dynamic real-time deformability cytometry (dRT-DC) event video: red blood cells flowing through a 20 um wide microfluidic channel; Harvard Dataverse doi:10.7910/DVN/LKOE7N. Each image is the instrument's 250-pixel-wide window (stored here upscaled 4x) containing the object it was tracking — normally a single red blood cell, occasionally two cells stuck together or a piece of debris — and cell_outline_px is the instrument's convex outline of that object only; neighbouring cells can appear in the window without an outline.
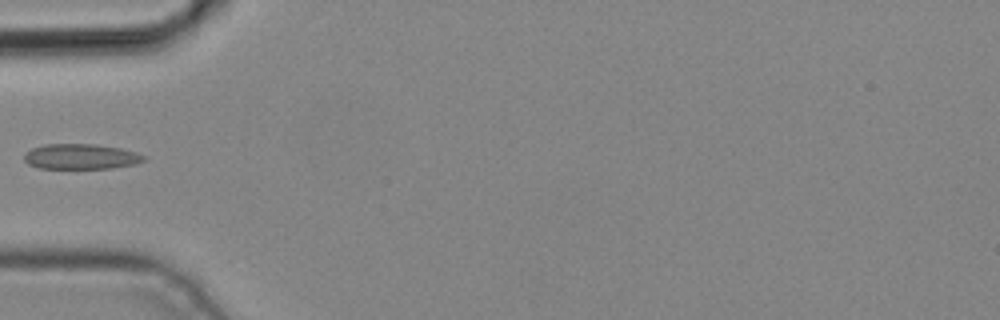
{"species": "common noctule bat (a hibernating species)", "species_latin": "Nyctalus noctula", "temperature_condition": "cold", "stored_images_in_passage": 4, "camera_frame_rate_fps": 3000, "um_per_image_px": 0.085, "animal": {"sex": "male", "body_mass_g": 19.2, "forearm_length_mm": 51.8}, "frame": {"image": 1, "passage_image": 4, "time_ms": 1.0, "image_size_px": [1000, 320], "cell_outline_px": [[144, 160], [136, 164], [112, 168], [36, 168], [28, 164], [24, 160], [24, 152], [32, 148], [44, 144], [96, 144], [120, 148], [136, 152], [144, 156]], "centroid_in_image_um": [6.83, 13.3], "position_along_channel_um": 78.2, "area_um2": 17.69}}